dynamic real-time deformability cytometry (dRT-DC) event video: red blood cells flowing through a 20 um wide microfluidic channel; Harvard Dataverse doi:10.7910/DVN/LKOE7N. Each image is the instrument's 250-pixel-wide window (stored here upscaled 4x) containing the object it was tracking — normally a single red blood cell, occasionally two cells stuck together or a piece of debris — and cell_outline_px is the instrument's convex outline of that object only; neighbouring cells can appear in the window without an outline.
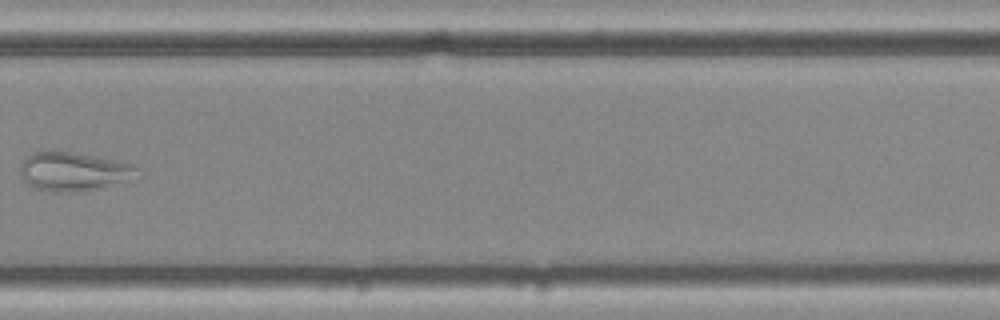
{"species": "common noctule bat (a hibernating species)", "species_latin": "Nyctalus noctula", "temperature_condition": "cold", "stored_images_in_passage": 12, "camera_frame_rate_fps": 3000, "um_per_image_px": 0.085, "animal": {"sex": "female", "body_mass_g": 25.1}, "frame": {"image": 1, "passage_image": 9, "time_ms": 2.667, "image_size_px": [1000, 320], "cell_outline_px": [[144, 176], [140, 180], [100, 188], [72, 192], [48, 192], [36, 188], [28, 184], [20, 176], [20, 164], [24, 156], [40, 148], [52, 148], [128, 160], [136, 164], [140, 168]], "centroid_in_image_um": [6.41, 14.52], "position_along_channel_um": 323.4, "area_um2": 28.96}}